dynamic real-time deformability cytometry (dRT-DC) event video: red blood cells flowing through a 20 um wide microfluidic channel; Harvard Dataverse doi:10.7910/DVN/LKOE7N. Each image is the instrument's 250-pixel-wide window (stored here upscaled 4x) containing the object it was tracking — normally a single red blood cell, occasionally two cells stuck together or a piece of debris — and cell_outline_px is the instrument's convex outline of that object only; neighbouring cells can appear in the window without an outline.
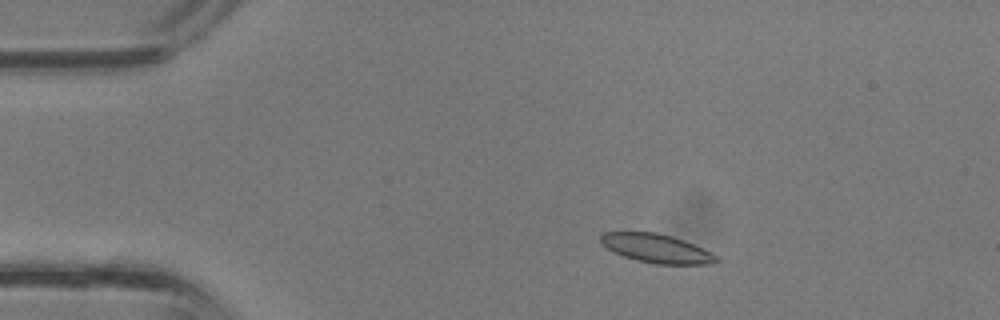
{"species": "common noctule bat (a hibernating species)", "species_latin": "Nyctalus noctula", "temperature_condition": "room temperature", "stored_images_in_passage": 36, "camera_frame_rate_fps": 3000, "um_per_image_px": 0.085, "animal": {"sex": "male", "body_mass_g": 13.3}, "frame": {"image": 1, "passage_image": 5, "time_ms": 1.333, "image_size_px": [1000, 320], "cell_outline_px": [[720, 260], [712, 264], [656, 264], [636, 260], [624, 256], [608, 248], [600, 240], [600, 236], [604, 232], [656, 232], [672, 236], [684, 240], [720, 256]], "centroid_in_image_um": [55.86, 21.12], "position_along_channel_um": 29.1, "area_um2": 19.31}}
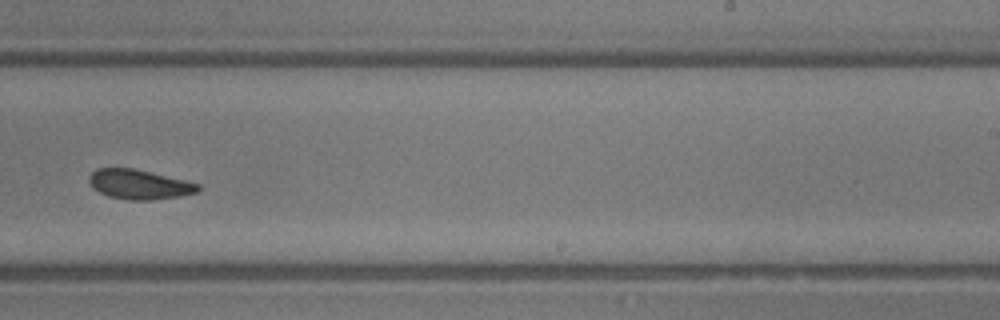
{"frame": {"image": 2, "passage_image": 22, "time_ms": 7.0, "image_size_px": [1000, 320], "cell_outline_px": [[200, 188], [196, 192], [180, 196], [152, 200], [128, 200], [108, 196], [92, 188], [88, 180], [88, 176], [96, 168], [132, 168], [184, 180], [200, 184]], "centroid_in_image_um": [11.79, 15.68], "position_along_channel_um": 277.2, "area_um2": 18.73}}
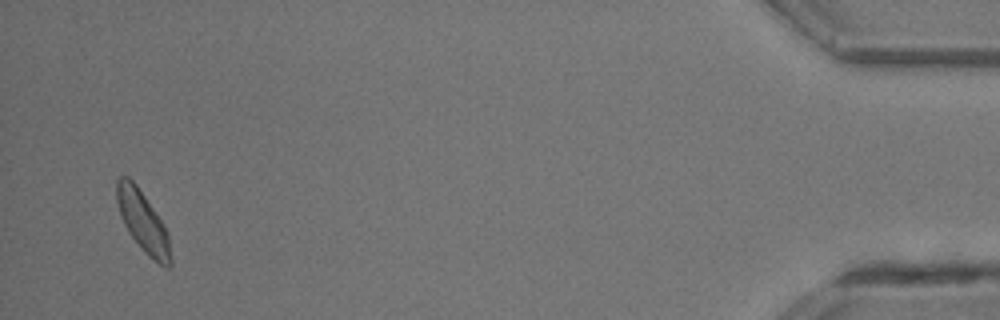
{"frame": {"image": 3, "passage_image": 35, "time_ms": 11.333, "image_size_px": [1000, 320], "cell_outline_px": [[172, 264], [168, 268], [164, 268], [148, 256], [144, 252], [128, 232], [120, 216], [116, 200], [116, 180], [120, 176], [128, 176], [136, 184], [168, 232], [172, 260]], "centroid_in_image_um": [12.14, 18.87], "position_along_channel_um": 423.1, "area_um2": 19.07}}